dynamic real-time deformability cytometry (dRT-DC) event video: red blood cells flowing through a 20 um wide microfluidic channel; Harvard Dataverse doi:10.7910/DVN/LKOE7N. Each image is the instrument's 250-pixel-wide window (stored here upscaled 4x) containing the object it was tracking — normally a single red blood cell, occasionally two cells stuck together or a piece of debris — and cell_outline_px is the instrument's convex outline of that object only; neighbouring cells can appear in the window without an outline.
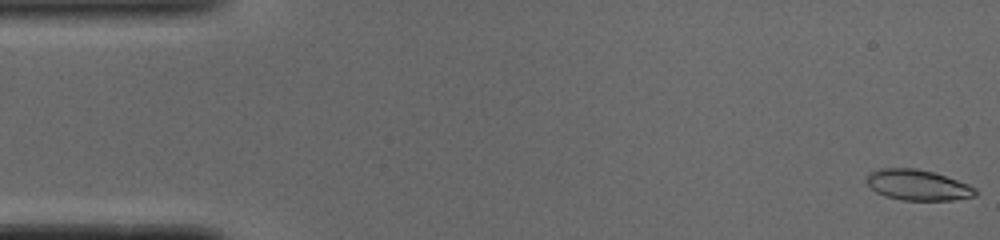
{"species": "common noctule bat (a hibernating species)", "species_latin": "Nyctalus noctula", "temperature_condition": "cold", "stored_images_in_passage": 51, "camera_frame_rate_fps": 3000, "um_per_image_px": 0.085, "animal": {"sex": "male", "body_mass_g": 19.0, "forearm_length_mm": 50.8}, "frame": {"image": 1, "passage_image": 1, "time_ms": 0.0, "image_size_px": [1000, 240], "cell_outline_px": [[976, 196], [952, 200], [900, 200], [884, 196], [876, 192], [864, 180], [868, 172], [880, 168], [916, 168], [932, 172], [968, 184], [976, 188]], "centroid_in_image_um": [77.96, 15.73], "position_along_channel_um": 7.0, "area_um2": 19.48}}
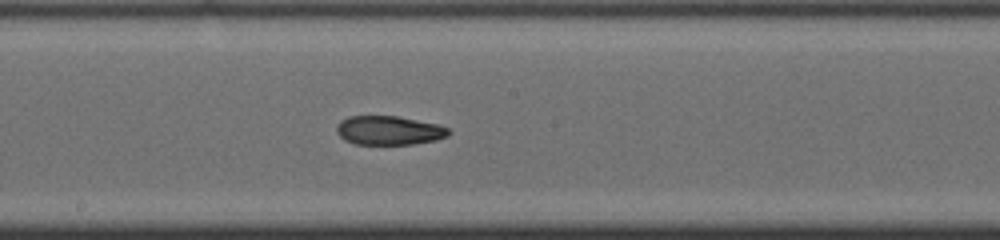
{"frame": {"image": 2, "passage_image": 27, "time_ms": 8.667, "image_size_px": [1000, 240], "cell_outline_px": [[452, 132], [448, 136], [436, 140], [412, 144], [356, 144], [344, 140], [336, 132], [336, 128], [340, 120], [348, 116], [396, 116], [436, 124], [448, 128]], "centroid_in_image_um": [33.05, 11.09], "position_along_channel_um": 215.2, "area_um2": 18.9}}
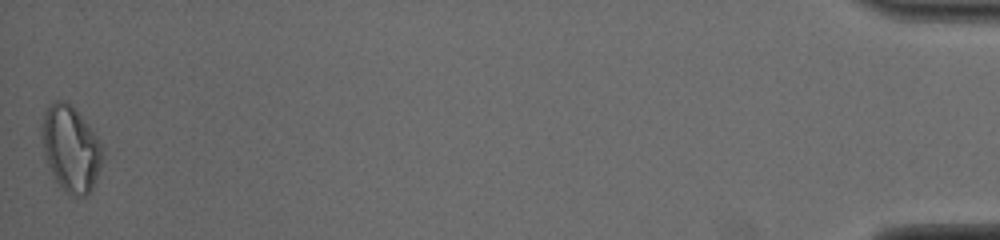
{"frame": {"image": 3, "passage_image": 51, "time_ms": 16.667, "image_size_px": [1000, 240], "cell_outline_px": [[104, 156], [92, 192], [84, 196], [68, 196], [60, 188], [44, 156], [40, 136], [40, 124], [44, 112], [52, 100], [64, 100], [72, 104], [88, 124], [104, 148]], "centroid_in_image_um": [6.0, 12.63], "position_along_channel_um": 429.2, "area_um2": 31.15}, "authors_computed_cell_mechanics": {"area_um2": 19.8832, "velocity_mm_per_s": 3.9076, "shape_relaxation_time_tau1_ms": null, "shape_relaxation_time_tau2_ms": 3.623, "deformation_change_tau1": null, "deformation_change_tau2": 0.0943}}